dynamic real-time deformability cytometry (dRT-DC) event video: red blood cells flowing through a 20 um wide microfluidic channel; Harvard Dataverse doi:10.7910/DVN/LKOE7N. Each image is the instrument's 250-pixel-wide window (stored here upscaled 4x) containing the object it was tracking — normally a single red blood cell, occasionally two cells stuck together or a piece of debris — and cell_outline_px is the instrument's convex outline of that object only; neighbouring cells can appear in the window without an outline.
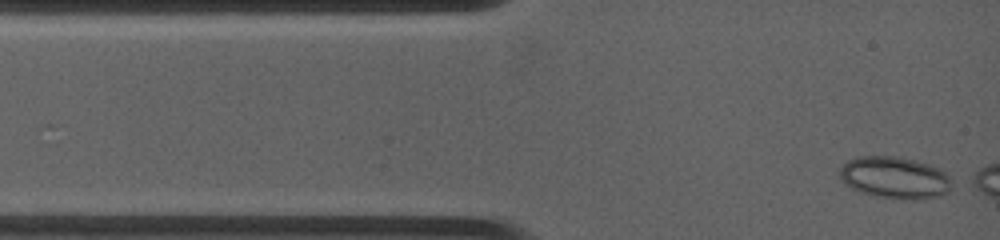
{"species": "common noctule bat (a hibernating species)", "species_latin": "Nyctalus noctula", "temperature_condition": "warm", "stored_images_in_passage": 7, "camera_frame_rate_fps": 4500, "um_per_image_px": 0.085, "animal": {"sex": "female", "body_mass_g": 19.0, "forearm_length_mm": 53.3}, "frame": {"image": 1, "passage_image": 1, "time_ms": 0.0, "image_size_px": [1000, 240], "cell_outline_px": [[948, 192], [936, 196], [916, 200], [908, 200], [876, 196], [860, 192], [844, 184], [840, 176], [840, 168], [848, 160], [860, 156], [900, 156], [916, 160], [940, 168], [948, 176]], "centroid_in_image_um": [76.01, 15.09], "position_along_channel_um": 9.0, "area_um2": 27.22}}